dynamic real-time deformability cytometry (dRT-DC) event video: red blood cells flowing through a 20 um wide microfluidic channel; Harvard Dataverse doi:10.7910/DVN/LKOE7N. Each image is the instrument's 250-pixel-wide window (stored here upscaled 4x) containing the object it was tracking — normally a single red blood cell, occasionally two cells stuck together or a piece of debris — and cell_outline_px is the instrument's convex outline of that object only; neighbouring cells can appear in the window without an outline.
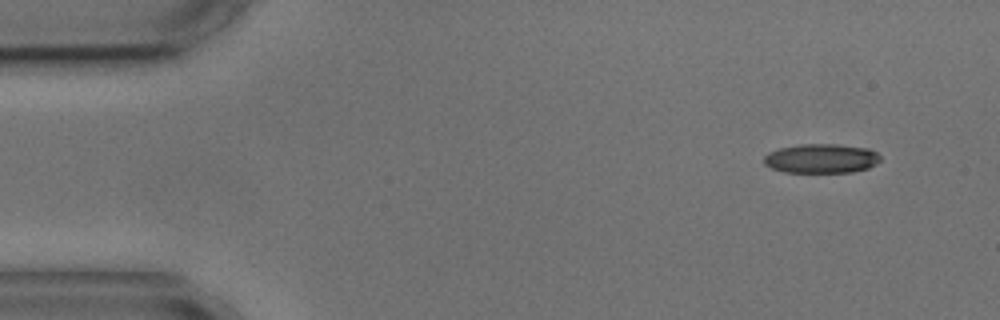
{"species": "common noctule bat (a hibernating species)", "species_latin": "Nyctalus noctula", "temperature_condition": "cold", "stored_images_in_passage": 4, "camera_frame_rate_fps": 3000, "um_per_image_px": 0.085, "animal": {"sex": "male", "body_mass_g": 17.9, "forearm_length_mm": 54.2}, "frame": {"image": 1, "passage_image": 1, "time_ms": 0.0, "image_size_px": [1000, 320], "cell_outline_px": [[880, 160], [876, 164], [868, 168], [852, 172], [784, 172], [772, 168], [764, 164], [764, 156], [768, 152], [780, 148], [800, 144], [836, 144], [868, 148], [876, 152], [880, 156]], "centroid_in_image_um": [69.81, 13.47], "position_along_channel_um": 15.2, "area_um2": 19.88}}
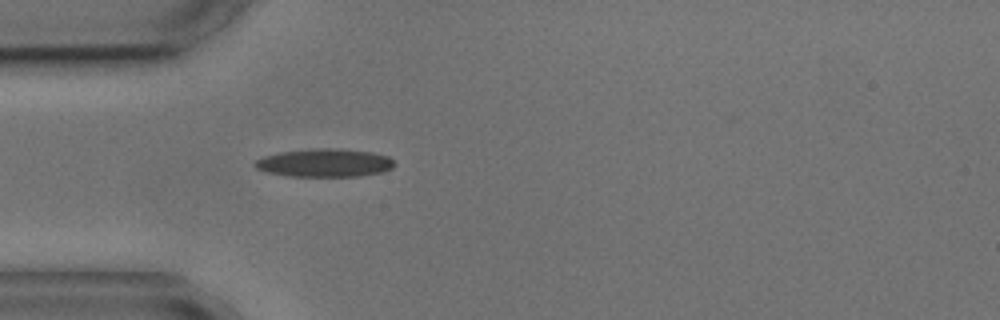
{"frame": {"image": 2, "passage_image": 4, "time_ms": 3.667, "image_size_px": [1000, 320], "cell_outline_px": [[392, 168], [380, 172], [360, 176], [288, 176], [264, 172], [256, 168], [252, 164], [256, 160], [264, 156], [280, 152], [312, 148], [340, 148], [372, 152], [388, 156], [392, 160]], "centroid_in_image_um": [27.54, 13.83], "position_along_channel_um": 57.5, "area_um2": 22.95}}